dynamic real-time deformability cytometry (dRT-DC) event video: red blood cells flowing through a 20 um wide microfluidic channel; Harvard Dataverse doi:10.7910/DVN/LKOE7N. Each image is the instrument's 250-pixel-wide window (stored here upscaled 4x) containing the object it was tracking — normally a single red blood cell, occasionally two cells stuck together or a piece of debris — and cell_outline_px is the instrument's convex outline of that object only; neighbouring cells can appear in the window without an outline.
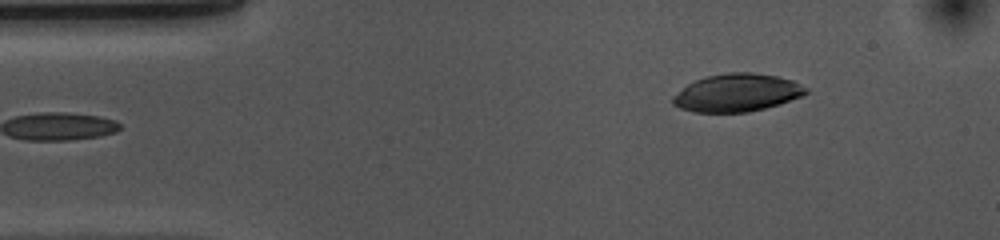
{"species": "common noctule bat (a hibernating species)", "species_latin": "Nyctalus noctula", "temperature_condition": "cold", "stored_images_in_passage": 47, "camera_frame_rate_fps": 3000, "um_per_image_px": 0.085, "animal": {"sex": "female", "body_mass_g": 10.0, "forearm_length_mm": 53.1}, "frame": {"image": 1, "passage_image": 1, "time_ms": 0.0, "image_size_px": [1000, 240], "cell_outline_px": [[808, 92], [804, 96], [780, 104], [748, 112], [696, 112], [680, 108], [672, 104], [672, 96], [688, 84], [696, 80], [708, 76], [728, 72], [752, 72], [776, 76], [792, 80], [808, 88]], "centroid_in_image_um": [62.67, 7.88], "position_along_channel_um": 22.3, "area_um2": 29.3}}
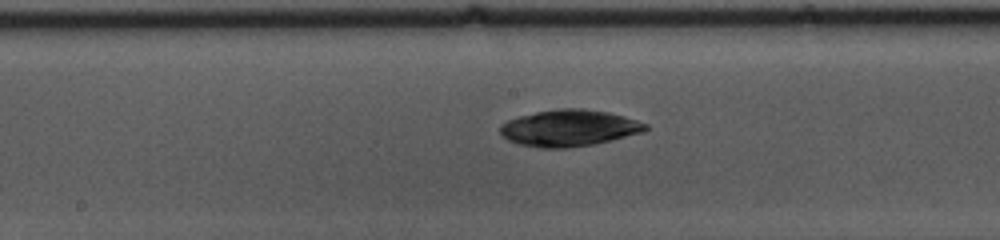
{"frame": {"image": 2, "passage_image": 20, "time_ms": 6.333, "image_size_px": [1000, 240], "cell_outline_px": [[648, 128], [644, 132], [592, 144], [568, 148], [540, 148], [520, 144], [508, 140], [500, 132], [500, 124], [508, 120], [520, 116], [536, 112], [560, 108], [584, 108], [608, 112], [624, 116], [648, 124]], "centroid_in_image_um": [48.38, 10.88], "position_along_channel_um": 199.8, "area_um2": 30.81}}
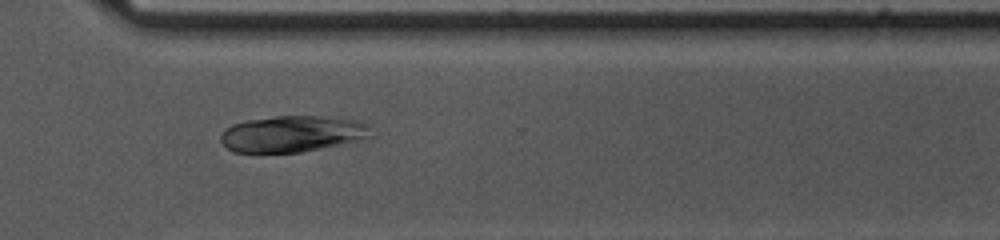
{"frame": {"image": 3, "passage_image": 32, "time_ms": 10.333, "image_size_px": [1000, 240], "cell_outline_px": [[376, 136], [368, 140], [300, 152], [232, 152], [220, 140], [220, 136], [224, 128], [232, 124], [248, 120], [276, 116], [320, 116], [360, 120], [372, 124]], "centroid_in_image_um": [25.01, 11.37], "position_along_channel_um": 345.6, "area_um2": 32.66}}